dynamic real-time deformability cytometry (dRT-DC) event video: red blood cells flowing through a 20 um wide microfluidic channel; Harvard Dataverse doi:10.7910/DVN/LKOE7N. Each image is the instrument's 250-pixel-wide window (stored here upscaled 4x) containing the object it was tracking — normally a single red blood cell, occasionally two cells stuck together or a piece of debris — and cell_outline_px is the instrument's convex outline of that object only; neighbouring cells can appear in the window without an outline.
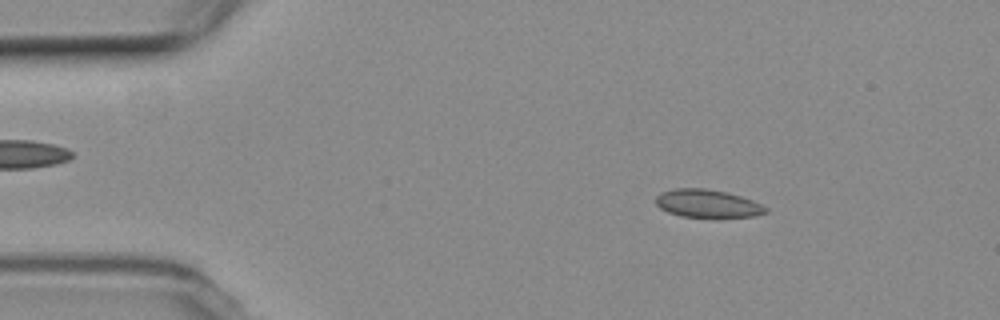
{"species": "common noctule bat (a hibernating species)", "species_latin": "Nyctalus noctula", "temperature_condition": "room temperature", "stored_images_in_passage": 4, "camera_frame_rate_fps": 3000, "um_per_image_px": 0.085, "animal": {"sex": "female", "body_mass_g": 19.3, "forearm_length_mm": 54.1}, "frame": {"image": 1, "passage_image": 2, "time_ms": 1.0, "image_size_px": [1000, 320], "cell_outline_px": [[768, 212], [756, 216], [680, 216], [668, 212], [660, 208], [656, 204], [656, 196], [660, 192], [676, 188], [704, 188], [728, 192], [752, 200], [768, 208]], "centroid_in_image_um": [60.12, 17.28], "position_along_channel_um": 24.9, "area_um2": 17.69}}
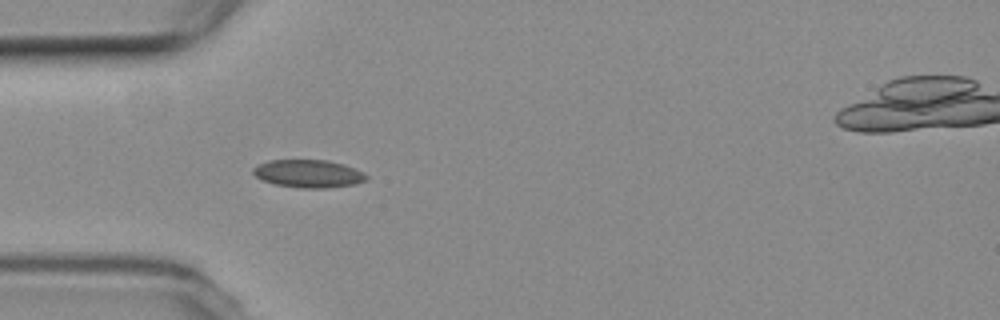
{"frame": {"image": 2, "passage_image": 4, "time_ms": 3.667, "image_size_px": [1000, 320], "cell_outline_px": [[368, 180], [356, 184], [328, 188], [300, 188], [272, 184], [260, 180], [252, 172], [252, 168], [256, 164], [268, 160], [328, 160], [344, 164], [356, 168], [364, 172], [368, 176]], "centroid_in_image_um": [26.21, 14.76], "position_along_channel_um": 58.8, "area_um2": 18.84}}